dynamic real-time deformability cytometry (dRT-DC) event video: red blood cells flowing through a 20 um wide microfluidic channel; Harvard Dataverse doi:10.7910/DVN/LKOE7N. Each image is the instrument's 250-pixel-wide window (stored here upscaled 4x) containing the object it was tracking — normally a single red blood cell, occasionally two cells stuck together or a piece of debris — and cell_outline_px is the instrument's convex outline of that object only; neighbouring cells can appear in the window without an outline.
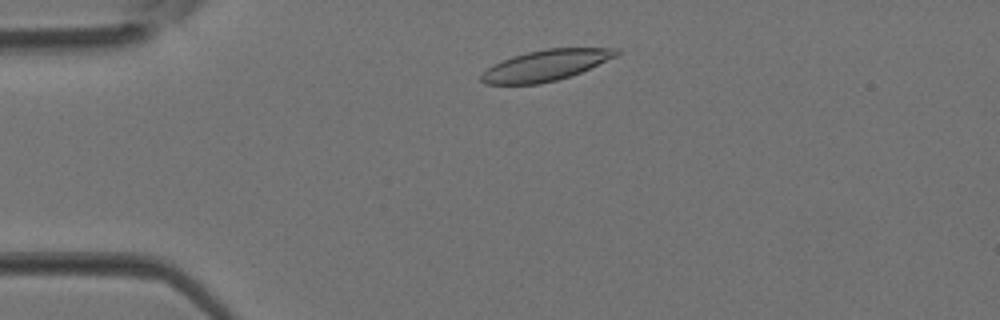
{"species": "Egyptian fruit bat (a non-hibernating species)", "species_latin": "Rousettus aegyptiacus", "temperature_condition": "room temperature", "stored_images_in_passage": 33, "camera_frame_rate_fps": 3000, "um_per_image_px": 0.085, "animal": {"sex": "female"}, "frame": {"image": 1, "passage_image": 4, "time_ms": 1.0, "image_size_px": [1000, 320], "cell_outline_px": [[620, 52], [616, 56], [580, 72], [556, 80], [540, 84], [484, 84], [480, 80], [480, 76], [492, 64], [512, 56], [528, 52], [548, 48], [620, 48]], "centroid_in_image_um": [46.36, 5.55], "position_along_channel_um": 38.6, "area_um2": 24.04}}
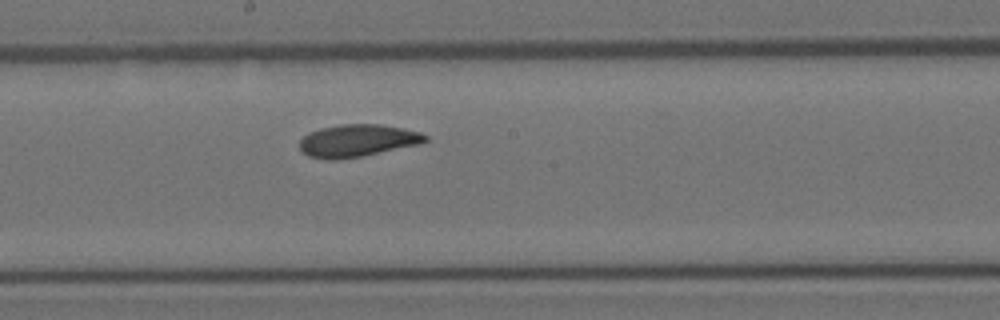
{"frame": {"image": 2, "passage_image": 16, "time_ms": 5.0, "image_size_px": [1000, 320], "cell_outline_px": [[428, 140], [420, 144], [364, 156], [336, 160], [328, 160], [308, 156], [300, 148], [300, 140], [308, 132], [320, 128], [340, 124], [380, 124], [404, 128], [420, 132], [428, 136]], "centroid_in_image_um": [30.4, 11.95], "position_along_channel_um": 217.8, "area_um2": 23.93}}
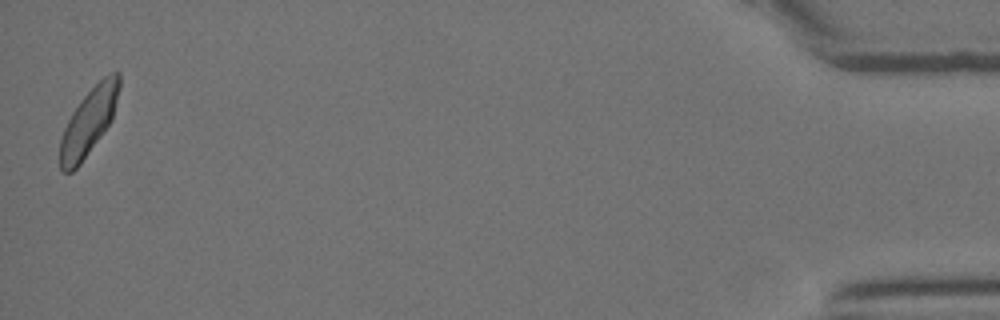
{"frame": {"image": 3, "passage_image": 33, "time_ms": 10.667, "image_size_px": [1000, 320], "cell_outline_px": [[120, 88], [112, 120], [80, 164], [72, 172], [64, 172], [60, 168], [60, 140], [64, 128], [72, 112], [80, 100], [104, 76], [112, 72], [120, 72]], "centroid_in_image_um": [7.55, 10.33], "position_along_channel_um": 427.7, "area_um2": 22.77}}